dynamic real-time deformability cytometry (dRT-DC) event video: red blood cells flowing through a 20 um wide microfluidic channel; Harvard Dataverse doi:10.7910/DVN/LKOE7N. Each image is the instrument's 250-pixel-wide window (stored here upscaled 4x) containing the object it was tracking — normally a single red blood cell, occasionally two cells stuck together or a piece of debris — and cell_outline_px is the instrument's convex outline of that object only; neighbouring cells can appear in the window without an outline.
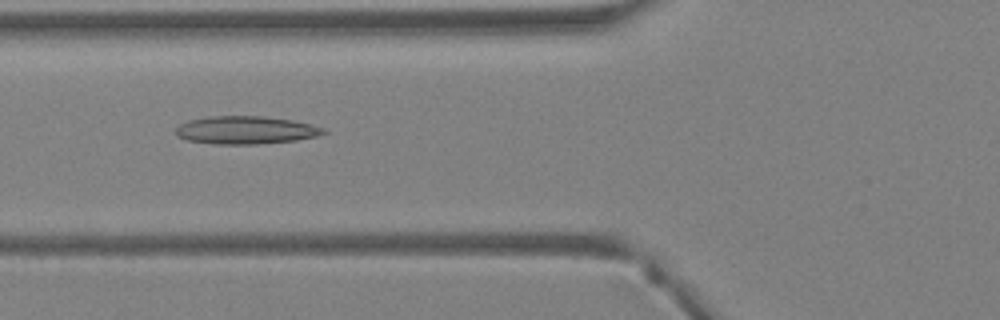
{"species": "Egyptian fruit bat (a non-hibernating species)", "species_latin": "Rousettus aegyptiacus", "temperature_condition": "warm", "stored_images_in_passage": 40, "camera_frame_rate_fps": 3000, "um_per_image_px": 0.085, "animal": {"sex": "female"}, "frame": {"image": 1, "passage_image": 16, "time_ms": 5.0, "image_size_px": [1000, 320], "cell_outline_px": [[328, 132], [316, 136], [296, 140], [256, 144], [216, 144], [188, 140], [180, 136], [176, 132], [176, 128], [180, 124], [188, 120], [212, 116], [264, 116], [292, 120], [324, 128]], "centroid_in_image_um": [20.9, 11.05], "position_along_channel_um": 104.9, "area_um2": 23.76}}
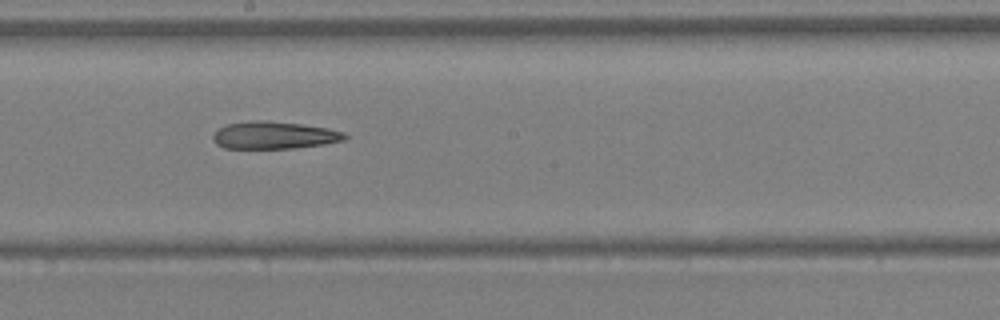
{"frame": {"image": 2, "passage_image": 23, "time_ms": 7.333, "image_size_px": [1000, 320], "cell_outline_px": [[348, 136], [344, 140], [324, 144], [292, 148], [224, 148], [216, 144], [212, 136], [220, 128], [228, 124], [248, 120], [268, 120], [300, 124], [328, 128], [344, 132]], "centroid_in_image_um": [23.31, 11.49], "position_along_channel_um": 224.9, "area_um2": 20.98}}
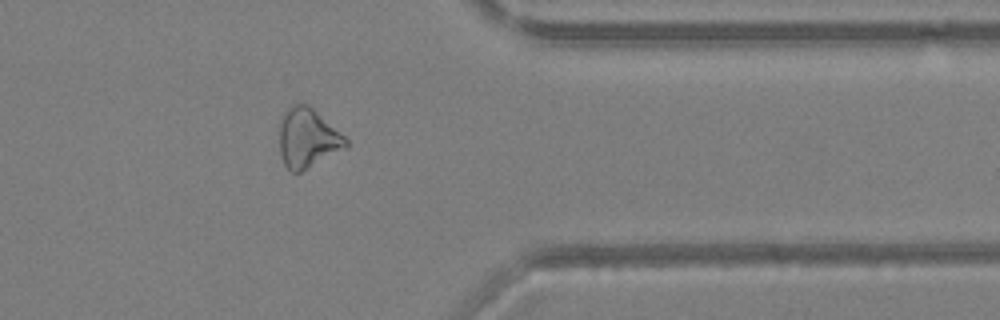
{"frame": {"image": 3, "passage_image": 33, "time_ms": 10.667, "image_size_px": [1000, 320], "cell_outline_px": [[348, 148], [300, 172], [292, 172], [284, 164], [280, 152], [280, 120], [284, 112], [292, 104], [308, 104], [344, 136], [348, 140]], "centroid_in_image_um": [26.15, 11.75], "position_along_channel_um": 385.2, "area_um2": 22.89}}